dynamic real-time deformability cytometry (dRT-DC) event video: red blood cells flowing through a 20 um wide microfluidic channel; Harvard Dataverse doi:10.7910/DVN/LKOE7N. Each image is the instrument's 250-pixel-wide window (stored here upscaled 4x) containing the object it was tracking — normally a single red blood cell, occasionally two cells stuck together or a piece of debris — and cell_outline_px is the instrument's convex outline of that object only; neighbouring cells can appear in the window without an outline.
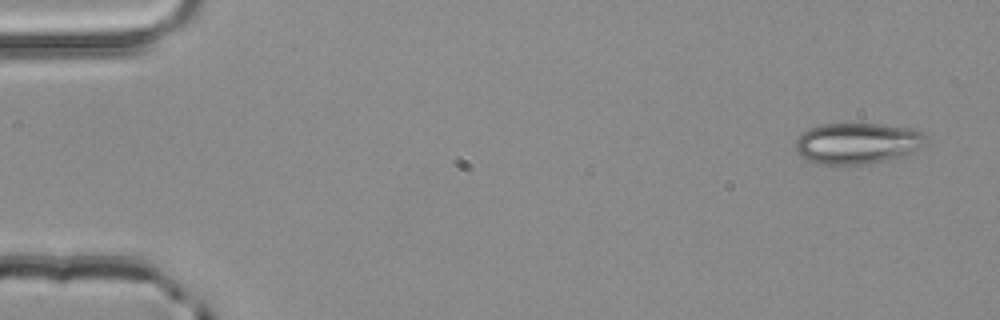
{"species": "common noctule bat (a hibernating species)", "species_latin": "Nyctalus noctula", "temperature_condition": "room temperature", "stored_images_in_passage": 3, "camera_frame_rate_fps": 3000, "um_per_image_px": 0.085, "animal": {"sex": "male", "body_mass_g": 20.4}, "frame": {"image": 1, "passage_image": 1, "time_ms": 0.0, "image_size_px": [1000, 320], "cell_outline_px": [[928, 136], [924, 144], [920, 148], [900, 156], [888, 160], [860, 164], [824, 164], [812, 160], [804, 156], [796, 148], [796, 140], [804, 132], [820, 124], [880, 124], [916, 128]], "centroid_in_image_um": [72.96, 12.15], "position_along_channel_um": 12.0, "area_um2": 30.69}}